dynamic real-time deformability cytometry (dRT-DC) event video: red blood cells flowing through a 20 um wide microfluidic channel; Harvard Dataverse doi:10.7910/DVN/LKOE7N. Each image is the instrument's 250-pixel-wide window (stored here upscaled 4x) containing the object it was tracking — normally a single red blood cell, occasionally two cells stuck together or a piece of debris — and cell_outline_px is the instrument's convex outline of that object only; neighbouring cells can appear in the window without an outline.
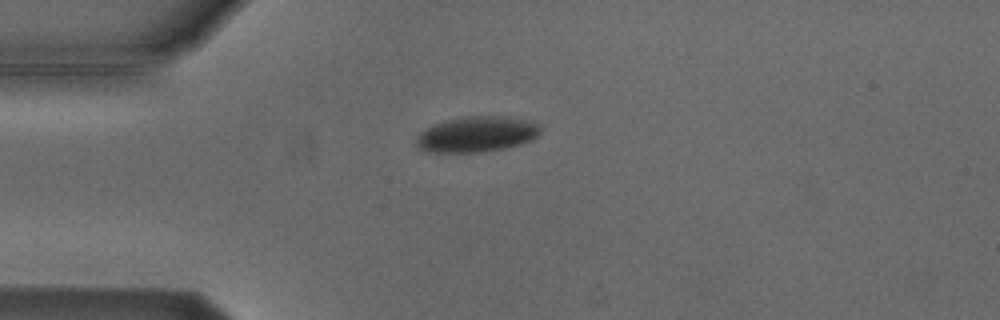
{"species": "Egyptian fruit bat (a non-hibernating species)", "species_latin": "Rousettus aegyptiacus", "temperature_condition": "cold", "stored_images_in_passage": 3, "camera_frame_rate_fps": 3000, "um_per_image_px": 0.085, "animal": {"sex": "male"}, "frame": {"image": 1, "passage_image": 1, "time_ms": 0.0, "image_size_px": [1000, 320], "cell_outline_px": [[540, 132], [532, 140], [520, 144], [504, 148], [484, 152], [428, 152], [416, 148], [416, 136], [420, 132], [436, 124], [448, 120], [468, 116], [496, 116], [524, 120], [540, 124]], "centroid_in_image_um": [40.49, 11.43], "position_along_channel_um": 44.5, "area_um2": 25.49}}
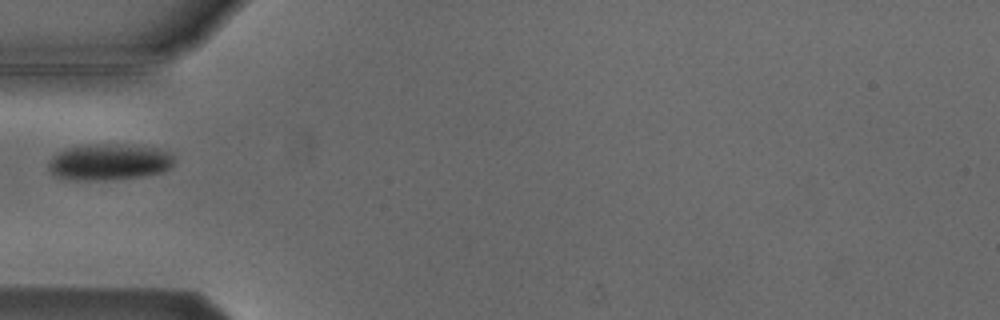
{"frame": {"image": 2, "passage_image": 2, "time_ms": 1.333, "image_size_px": [1000, 320], "cell_outline_px": [[172, 168], [164, 172], [144, 176], [112, 180], [76, 180], [56, 176], [48, 168], [48, 164], [52, 156], [64, 148], [84, 144], [116, 144], [156, 148], [172, 152]], "centroid_in_image_um": [9.27, 13.77], "position_along_channel_um": 75.7, "area_um2": 26.88}}